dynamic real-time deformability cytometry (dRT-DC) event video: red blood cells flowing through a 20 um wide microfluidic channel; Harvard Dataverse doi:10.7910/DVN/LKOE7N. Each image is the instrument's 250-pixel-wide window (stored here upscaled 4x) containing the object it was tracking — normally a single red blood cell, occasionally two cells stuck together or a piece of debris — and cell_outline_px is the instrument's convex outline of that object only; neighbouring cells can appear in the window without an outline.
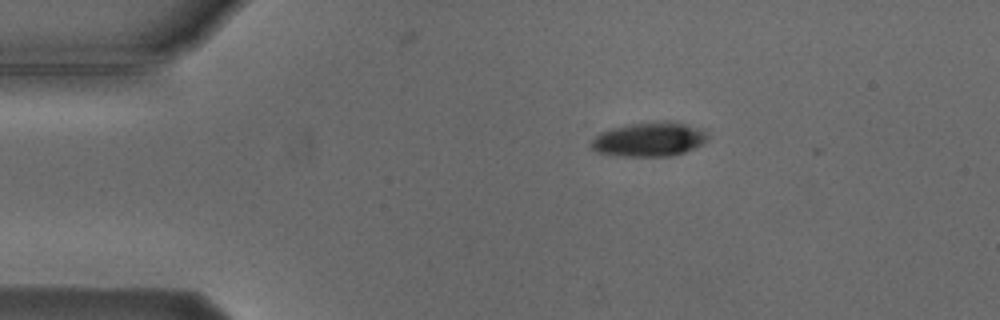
{"species": "Egyptian fruit bat (a non-hibernating species)", "species_latin": "Rousettus aegyptiacus", "temperature_condition": "cold", "stored_images_in_passage": 2, "camera_frame_rate_fps": 3000, "um_per_image_px": 0.085, "animal": {"sex": "male"}, "frame": {"image": 1, "passage_image": 1, "time_ms": 0.0, "image_size_px": [1000, 320], "cell_outline_px": [[708, 136], [700, 144], [684, 152], [672, 156], [620, 156], [596, 152], [592, 148], [592, 132], [652, 120], [676, 120], [704, 128], [708, 132]], "centroid_in_image_um": [55.17, 11.8], "position_along_channel_um": 29.8, "area_um2": 23.93}}